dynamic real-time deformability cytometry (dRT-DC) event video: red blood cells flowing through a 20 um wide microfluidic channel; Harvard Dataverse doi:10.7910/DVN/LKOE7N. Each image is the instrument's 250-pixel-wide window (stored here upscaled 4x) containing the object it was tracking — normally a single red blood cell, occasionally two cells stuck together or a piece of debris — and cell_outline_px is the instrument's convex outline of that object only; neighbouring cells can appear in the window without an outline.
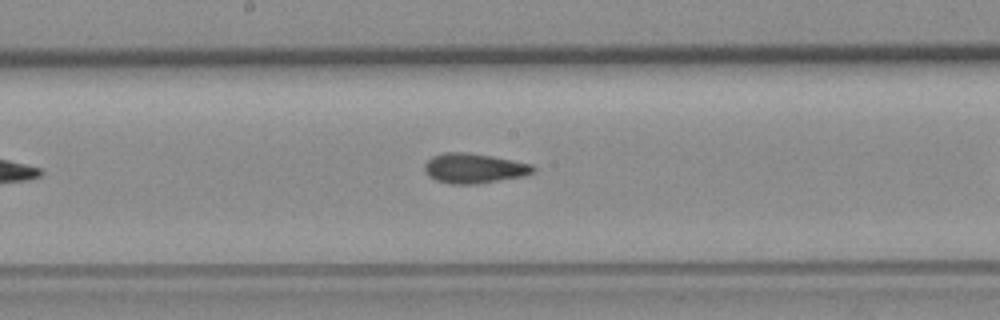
{"species": "common noctule bat (a hibernating species)", "species_latin": "Nyctalus noctula", "temperature_condition": "room temperature", "stored_images_in_passage": 33, "camera_frame_rate_fps": 3000, "um_per_image_px": 0.085, "animal": {"sex": "female", "body_mass_g": 19.3, "forearm_length_mm": 54.1}, "frame": {"image": 1, "passage_image": 19, "time_ms": 6.0, "image_size_px": [1000, 320], "cell_outline_px": [[536, 172], [524, 176], [480, 184], [452, 184], [436, 180], [428, 176], [424, 172], [424, 164], [432, 156], [444, 152], [464, 152], [492, 156], [532, 164], [536, 168]], "centroid_in_image_um": [40.3, 14.31], "position_along_channel_um": 207.9, "area_um2": 19.13}}